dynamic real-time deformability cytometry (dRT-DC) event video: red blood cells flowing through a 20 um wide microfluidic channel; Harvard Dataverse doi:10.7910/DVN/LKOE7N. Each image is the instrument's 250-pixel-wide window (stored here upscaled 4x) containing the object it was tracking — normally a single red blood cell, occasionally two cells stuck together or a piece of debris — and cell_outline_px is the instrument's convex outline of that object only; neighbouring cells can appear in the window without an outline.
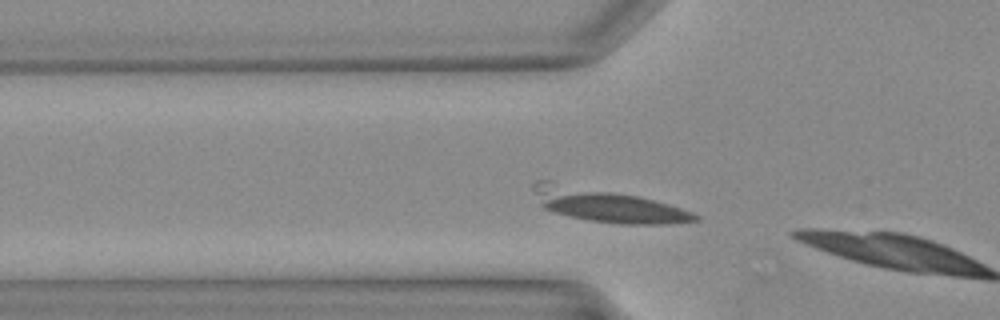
{"species": "Egyptian fruit bat (a non-hibernating species)", "species_latin": "Rousettus aegyptiacus", "temperature_condition": "warm", "stored_images_in_passage": 7, "camera_frame_rate_fps": 3000, "um_per_image_px": 0.085, "animal": {"sex": "female"}, "frame": {"image": 1, "passage_image": 6, "time_ms": 1.667, "image_size_px": [1000, 320], "cell_outline_px": [[700, 220], [668, 224], [616, 224], [588, 220], [568, 216], [552, 212], [544, 208], [540, 204], [532, 188], [532, 184], [536, 180], [548, 180], [640, 196], [668, 204], [692, 212], [700, 216]], "centroid_in_image_um": [51.57, 17.44], "position_along_channel_um": 74.2, "area_um2": 31.33}}